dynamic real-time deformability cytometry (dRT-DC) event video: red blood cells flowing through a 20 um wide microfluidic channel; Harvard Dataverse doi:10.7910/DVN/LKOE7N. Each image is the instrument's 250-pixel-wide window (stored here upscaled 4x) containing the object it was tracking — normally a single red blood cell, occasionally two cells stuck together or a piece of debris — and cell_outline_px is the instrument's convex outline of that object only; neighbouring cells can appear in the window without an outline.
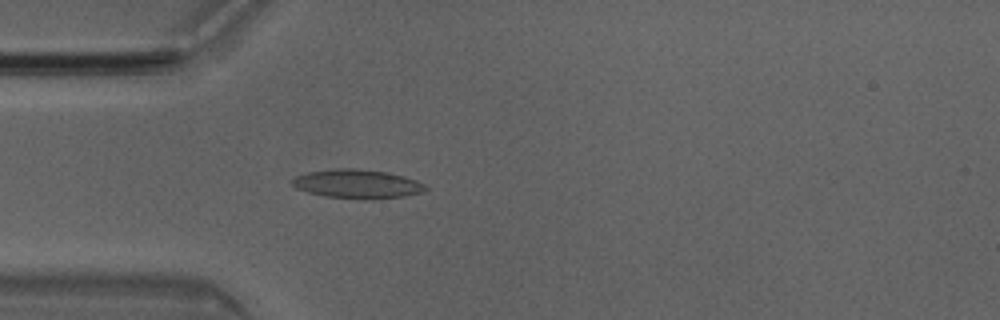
{"species": "Egyptian fruit bat (a non-hibernating species)", "species_latin": "Rousettus aegyptiacus", "temperature_condition": "room temperature", "stored_images_in_passage": 50, "camera_frame_rate_fps": 3000, "um_per_image_px": 0.085, "animal": {"sex": "male"}, "frame": {"image": 1, "passage_image": 14, "time_ms": 4.333, "image_size_px": [1000, 320], "cell_outline_px": [[428, 188], [424, 192], [404, 196], [372, 200], [368, 200], [324, 196], [308, 192], [296, 188], [288, 180], [296, 176], [308, 172], [332, 168], [356, 168], [384, 172], [404, 176], [416, 180], [424, 184]], "centroid_in_image_um": [30.35, 15.64], "position_along_channel_um": 54.6, "area_um2": 22.72}}
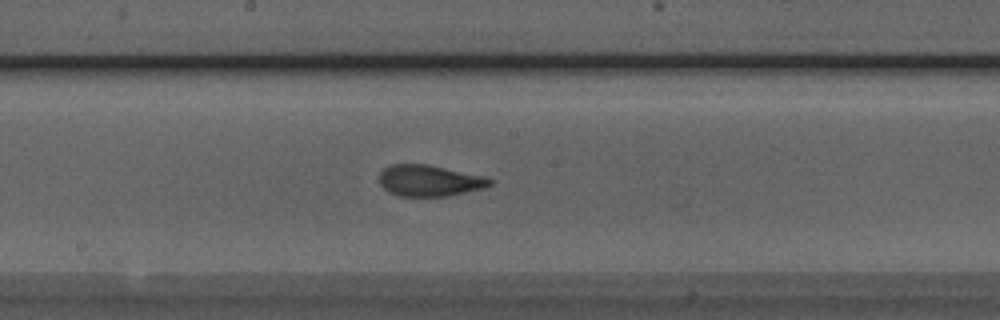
{"frame": {"image": 2, "passage_image": 26, "time_ms": 8.333, "image_size_px": [1000, 320], "cell_outline_px": [[496, 180], [492, 184], [484, 188], [448, 196], [400, 196], [388, 192], [380, 184], [380, 172], [388, 164], [428, 164], [484, 176]], "centroid_in_image_um": [36.51, 15.35], "position_along_channel_um": 211.7, "area_um2": 20.29}}
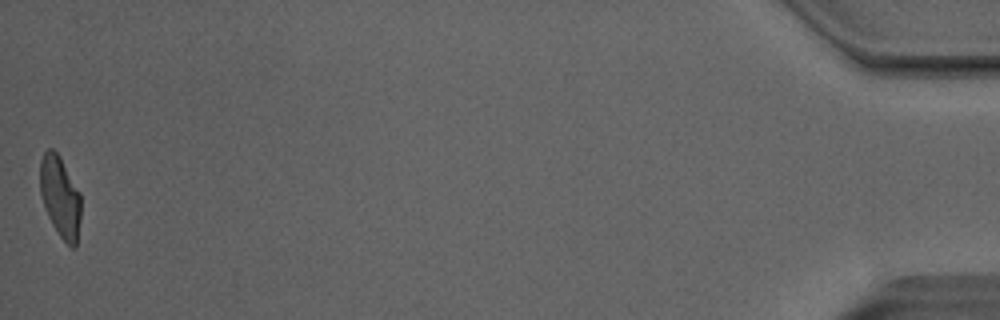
{"frame": {"image": 3, "passage_image": 50, "time_ms": 16.333, "image_size_px": [1000, 320], "cell_outline_px": [[80, 220], [76, 248], [72, 248], [60, 236], [52, 224], [44, 208], [40, 192], [40, 160], [44, 152], [48, 148], [52, 148], [60, 156], [80, 192]], "centroid_in_image_um": [5.11, 16.72], "position_along_channel_um": 430.1, "area_um2": 19.42}, "authors_computed_cell_mechanics": {"area_um2": 20.519, "velocity_mm_per_s": 4.0377, "shape_relaxation_time_tau1_ms": 6.6604, "shape_relaxation_time_tau2_ms": 0.9843, "deformation_change_tau1": 0.205, "deformation_change_tau2": 0.0752}}